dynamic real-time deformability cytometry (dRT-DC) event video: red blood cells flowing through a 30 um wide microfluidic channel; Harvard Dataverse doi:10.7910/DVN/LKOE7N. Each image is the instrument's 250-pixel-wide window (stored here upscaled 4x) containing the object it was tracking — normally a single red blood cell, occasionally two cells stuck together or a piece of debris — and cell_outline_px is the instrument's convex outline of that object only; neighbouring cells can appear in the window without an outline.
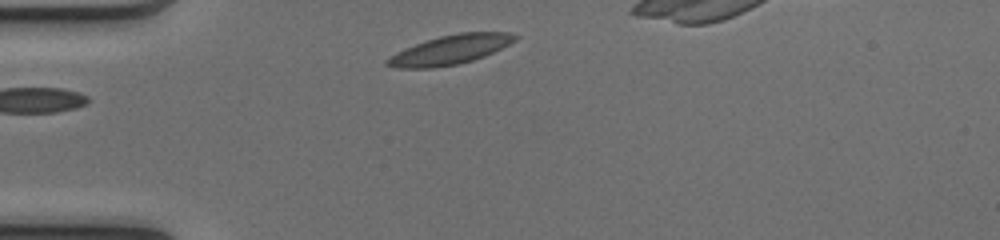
{"species": "common noctule bat (a hibernating species)", "species_latin": "Nyctalus noctula", "temperature_condition": "cold", "stored_images_in_passage": 32, "camera_frame_rate_fps": 3000, "um_per_image_px": 0.085, "animal": {"sex": "female", "body_mass_g": 17.0, "forearm_length_mm": 48.0}, "frame": {"image": 1, "passage_image": 1, "time_ms": 0.0, "image_size_px": [1000, 240], "cell_outline_px": [[520, 36], [516, 40], [484, 56], [472, 60], [456, 64], [432, 68], [396, 68], [384, 64], [384, 60], [396, 52], [404, 48], [440, 36], [460, 32], [508, 32]], "centroid_in_image_um": [38.24, 4.23], "position_along_channel_um": 46.8, "area_um2": 21.62}}
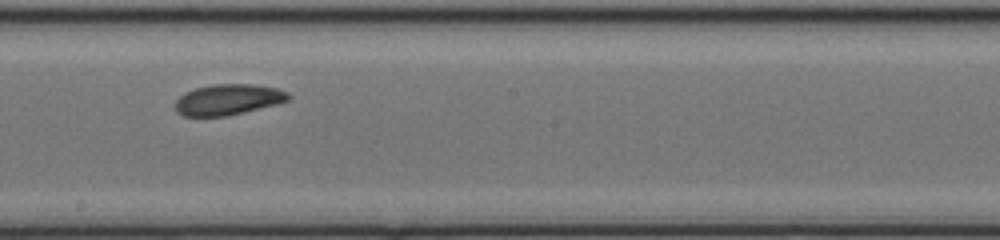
{"frame": {"image": 2, "passage_image": 16, "time_ms": 5.0, "image_size_px": [1000, 240], "cell_outline_px": [[292, 96], [288, 100], [276, 104], [244, 112], [224, 116], [184, 116], [176, 112], [176, 100], [184, 92], [196, 88], [212, 84], [252, 84], [276, 88], [288, 92]], "centroid_in_image_um": [19.39, 8.46], "position_along_channel_um": 228.8, "area_um2": 20.23}}
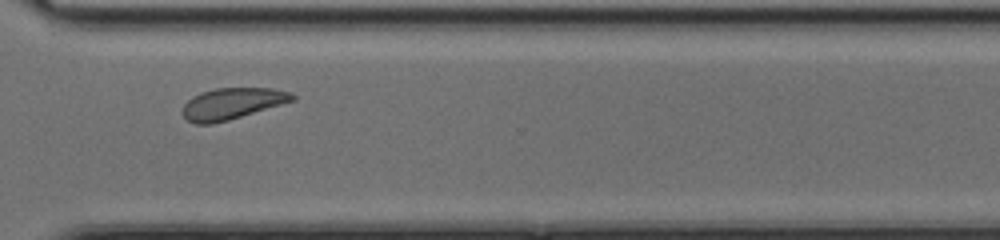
{"frame": {"image": 3, "passage_image": 25, "time_ms": 8.0, "image_size_px": [1000, 240], "cell_outline_px": [[296, 100], [228, 120], [212, 124], [196, 124], [188, 120], [180, 112], [184, 104], [192, 96], [200, 92], [216, 88], [272, 88], [292, 92], [296, 96]], "centroid_in_image_um": [19.72, 8.8], "position_along_channel_um": 350.9, "area_um2": 20.17}, "authors_computed_cell_mechanics": {"area_um2": 20.808, "velocity_mm_per_s": 4.0684, "shape_relaxation_time_tau1_ms": 3.3031, "shape_relaxation_time_tau2_ms": null, "deformation_change_tau1": 0.0913, "deformation_change_tau2": null}}